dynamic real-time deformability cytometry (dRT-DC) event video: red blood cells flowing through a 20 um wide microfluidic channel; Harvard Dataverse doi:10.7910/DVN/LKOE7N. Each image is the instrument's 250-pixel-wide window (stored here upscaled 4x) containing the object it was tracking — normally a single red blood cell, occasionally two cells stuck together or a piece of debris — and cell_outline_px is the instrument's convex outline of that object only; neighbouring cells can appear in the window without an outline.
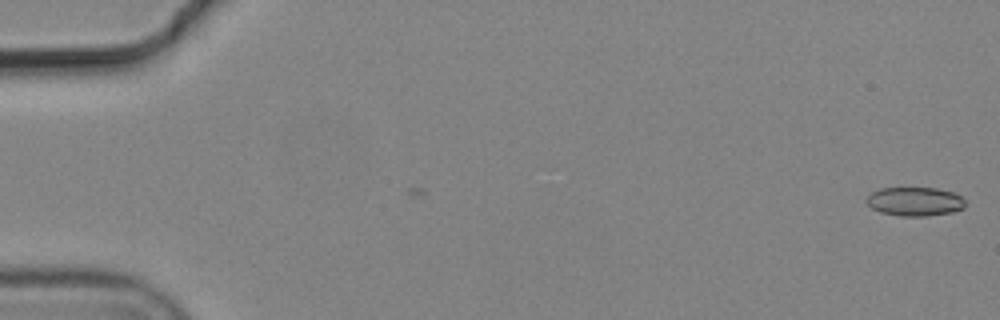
{"species": "common noctule bat (a hibernating species)", "species_latin": "Nyctalus noctula", "temperature_condition": "cold", "stored_images_in_passage": 2, "camera_frame_rate_fps": 3000, "um_per_image_px": 0.085, "animal": {"sex": "male", "body_mass_g": 19.2, "forearm_length_mm": 51.8}, "frame": {"image": 1, "passage_image": 2, "time_ms": 0.333, "image_size_px": [1000, 320], "cell_outline_px": [[964, 208], [952, 212], [928, 216], [900, 216], [880, 212], [872, 208], [864, 200], [872, 192], [880, 188], [936, 188], [956, 192], [964, 200]], "centroid_in_image_um": [77.76, 17.13], "position_along_channel_um": 7.2, "area_um2": 16.7}}